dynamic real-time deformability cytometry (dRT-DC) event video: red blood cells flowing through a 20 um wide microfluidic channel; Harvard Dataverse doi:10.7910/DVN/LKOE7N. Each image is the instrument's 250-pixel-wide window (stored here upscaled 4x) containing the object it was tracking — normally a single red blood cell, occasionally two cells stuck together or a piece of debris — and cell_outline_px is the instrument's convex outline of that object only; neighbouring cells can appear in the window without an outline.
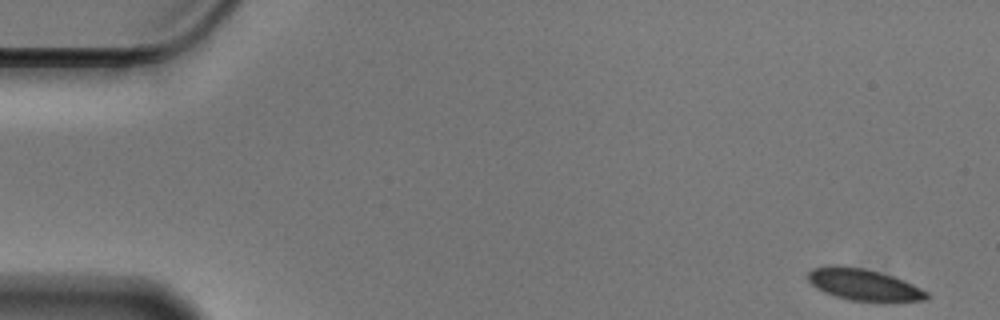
{"species": "Egyptian fruit bat (a non-hibernating species)", "species_latin": "Rousettus aegyptiacus", "temperature_condition": "cold", "stored_images_in_passage": 17, "camera_frame_rate_fps": 3000, "um_per_image_px": 0.085, "animal": {"sex": "male"}, "frame": {"image": 1, "passage_image": 1, "time_ms": 0.0, "image_size_px": [1000, 320], "cell_outline_px": [[932, 296], [928, 300], [848, 300], [824, 292], [816, 288], [808, 280], [808, 272], [812, 268], [832, 264], [844, 264], [864, 268], [880, 272], [904, 280], [928, 292]], "centroid_in_image_um": [73.37, 24.15], "position_along_channel_um": 11.6, "area_um2": 21.79}}
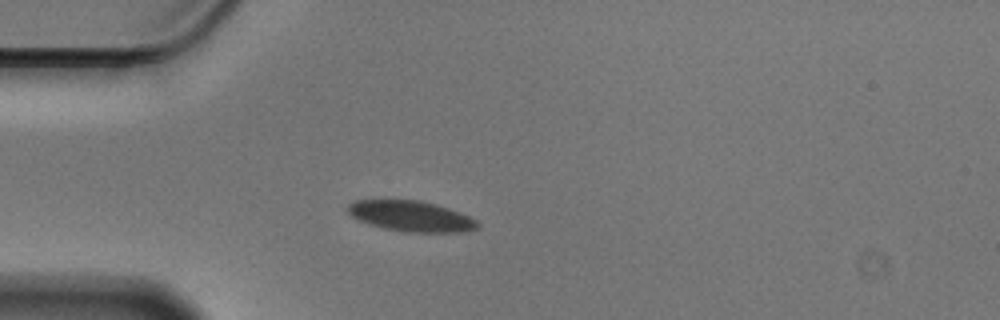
{"frame": {"image": 2, "passage_image": 14, "time_ms": 4.333, "image_size_px": [1000, 320], "cell_outline_px": [[480, 224], [476, 228], [464, 232], [408, 232], [384, 228], [368, 224], [356, 220], [348, 212], [348, 204], [356, 200], [372, 196], [420, 200], [436, 204], [460, 212], [476, 220]], "centroid_in_image_um": [34.83, 18.32], "position_along_channel_um": 50.2, "area_um2": 24.04}}